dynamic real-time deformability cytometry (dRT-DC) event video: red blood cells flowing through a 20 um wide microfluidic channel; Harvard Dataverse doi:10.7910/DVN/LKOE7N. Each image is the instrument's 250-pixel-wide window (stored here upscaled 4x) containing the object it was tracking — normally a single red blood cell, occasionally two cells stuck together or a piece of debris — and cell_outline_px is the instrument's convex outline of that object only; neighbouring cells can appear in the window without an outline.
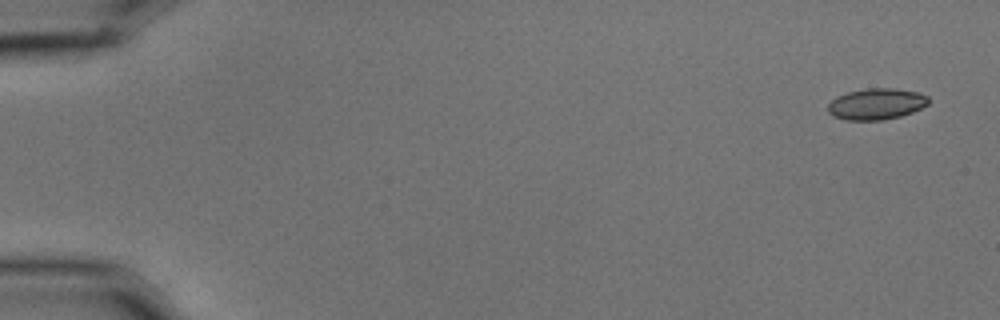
{"species": "common noctule bat (a hibernating species)", "species_latin": "Nyctalus noctula", "temperature_condition": "cold", "stored_images_in_passage": 5, "camera_frame_rate_fps": 3000, "um_per_image_px": 0.085, "animal": {"sex": "male", "body_mass_g": 15.6}, "frame": {"image": 1, "passage_image": 1, "time_ms": 0.0, "image_size_px": [1000, 320], "cell_outline_px": [[928, 104], [912, 112], [900, 116], [884, 120], [844, 120], [832, 116], [828, 112], [828, 104], [836, 96], [848, 92], [868, 88], [896, 88], [916, 92], [928, 96]], "centroid_in_image_um": [74.46, 8.84], "position_along_channel_um": 10.5, "area_um2": 18.32}}
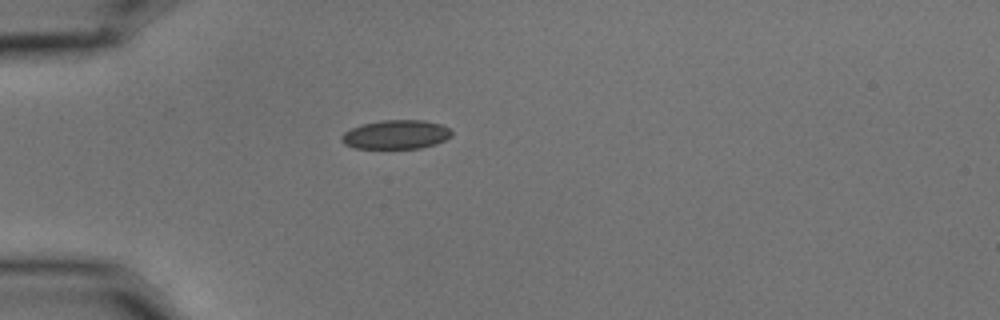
{"frame": {"image": 2, "passage_image": 4, "time_ms": 1.0, "image_size_px": [1000, 320], "cell_outline_px": [[452, 136], [436, 144], [420, 148], [352, 148], [344, 144], [340, 140], [340, 136], [344, 132], [352, 128], [364, 124], [380, 120], [424, 120], [440, 124], [448, 128], [452, 132]], "centroid_in_image_um": [33.64, 11.44], "position_along_channel_um": 51.4, "area_um2": 18.61}}